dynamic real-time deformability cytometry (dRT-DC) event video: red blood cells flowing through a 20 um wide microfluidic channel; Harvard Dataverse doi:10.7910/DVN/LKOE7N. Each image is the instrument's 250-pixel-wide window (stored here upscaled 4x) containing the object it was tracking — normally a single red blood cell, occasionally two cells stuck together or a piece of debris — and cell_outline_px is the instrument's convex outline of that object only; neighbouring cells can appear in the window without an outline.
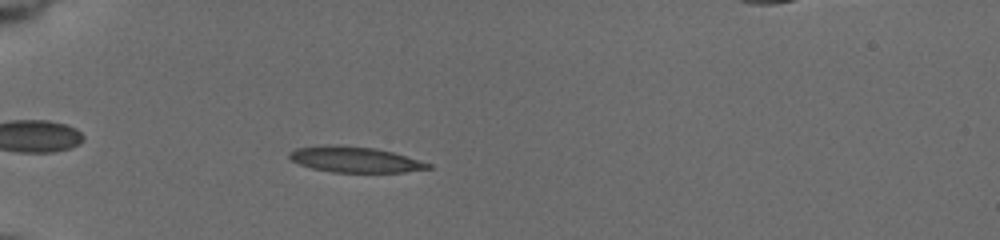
{"species": "common noctule bat (a hibernating species)", "species_latin": "Nyctalus noctula", "temperature_condition": "cold", "stored_images_in_passage": 48, "camera_frame_rate_fps": 3000, "um_per_image_px": 0.085, "animal": {"sex": "female", "body_mass_g": 19.5, "forearm_length_mm": 54.1}, "frame": {"image": 1, "passage_image": 10, "time_ms": 3.0, "image_size_px": [1000, 240], "cell_outline_px": [[432, 168], [404, 172], [332, 172], [312, 168], [300, 164], [292, 160], [288, 156], [288, 152], [296, 148], [376, 148], [392, 152], [432, 164]], "centroid_in_image_um": [30.25, 13.62], "position_along_channel_um": 54.7, "area_um2": 19.54}}
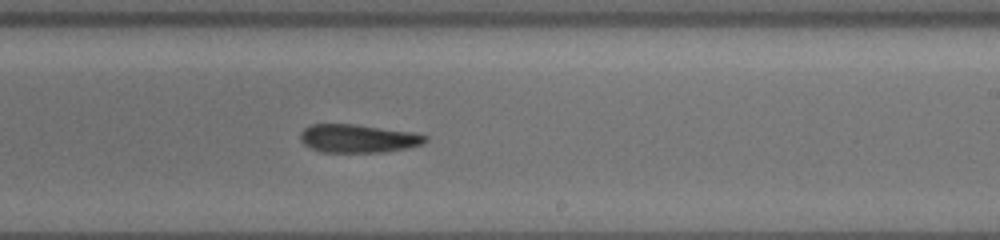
{"frame": {"image": 2, "passage_image": 28, "time_ms": 9.0, "image_size_px": [1000, 240], "cell_outline_px": [[428, 140], [420, 144], [408, 148], [380, 152], [320, 152], [304, 144], [300, 140], [300, 132], [304, 128], [312, 124], [352, 124], [412, 132], [428, 136]], "centroid_in_image_um": [30.41, 11.77], "position_along_channel_um": 258.6, "area_um2": 20.46}}
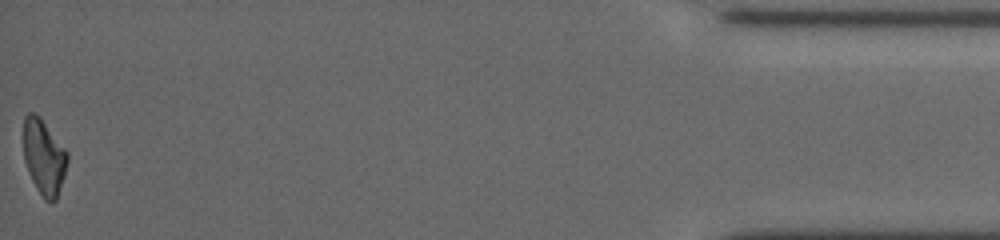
{"frame": {"image": 3, "passage_image": 48, "time_ms": 15.667, "image_size_px": [1000, 240], "cell_outline_px": [[68, 160], [64, 176], [56, 200], [52, 204], [44, 200], [36, 188], [28, 172], [24, 160], [24, 116], [28, 112], [36, 112], [40, 116], [68, 152]], "centroid_in_image_um": [3.73, 13.34], "position_along_channel_um": 431.5, "area_um2": 19.48}, "authors_computed_cell_mechanics": {"area_um2": 20.2878, "velocity_mm_per_s": 3.762, "shape_relaxation_time_tau1_ms": 10.1431, "shape_relaxation_time_tau2_ms": null, "deformation_change_tau1": 0.2334, "deformation_change_tau2": null}}